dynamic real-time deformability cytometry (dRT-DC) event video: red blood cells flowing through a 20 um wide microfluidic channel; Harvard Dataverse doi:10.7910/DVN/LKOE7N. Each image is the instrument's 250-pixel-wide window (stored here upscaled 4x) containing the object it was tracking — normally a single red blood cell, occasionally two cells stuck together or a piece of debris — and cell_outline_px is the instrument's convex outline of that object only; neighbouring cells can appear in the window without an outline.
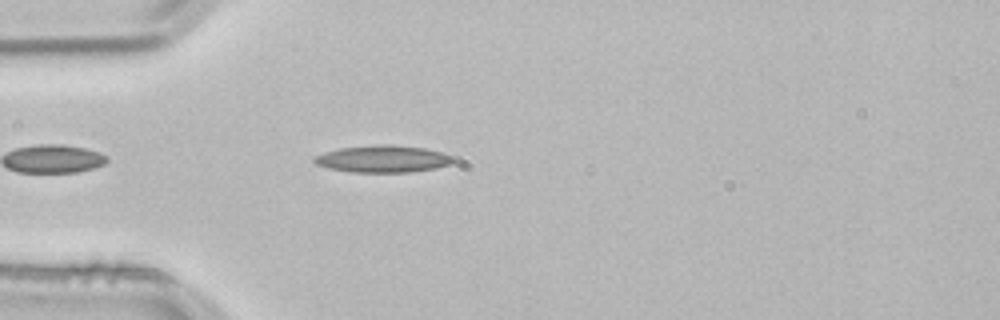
{"species": "common noctule bat (a hibernating species)", "species_latin": "Nyctalus noctula", "temperature_condition": "room temperature", "stored_images_in_passage": 1, "camera_frame_rate_fps": 3000, "um_per_image_px": 0.085, "animal": {"sex": "male", "body_mass_g": 21.5, "forearm_length_mm": 52.0}, "frame": {"image": 1, "passage_image": 1, "time_ms": 0.0, "image_size_px": [1000, 320], "cell_outline_px": [[456, 160], [452, 164], [436, 168], [408, 172], [352, 172], [328, 168], [316, 164], [312, 160], [312, 156], [324, 152], [340, 148], [384, 144], [392, 144], [424, 148], [440, 152], [452, 156]], "centroid_in_image_um": [32.53, 13.51], "position_along_channel_um": 52.5, "area_um2": 21.96}}